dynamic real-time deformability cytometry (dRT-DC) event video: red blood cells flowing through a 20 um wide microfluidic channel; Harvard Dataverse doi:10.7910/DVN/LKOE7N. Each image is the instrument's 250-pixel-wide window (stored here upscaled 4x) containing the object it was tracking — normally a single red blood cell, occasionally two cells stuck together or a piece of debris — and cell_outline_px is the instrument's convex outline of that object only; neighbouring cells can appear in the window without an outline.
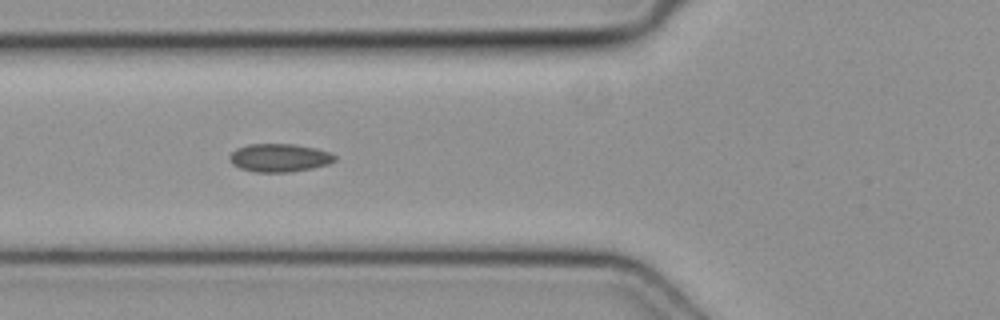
{"species": "common noctule bat (a hibernating species)", "species_latin": "Nyctalus noctula", "temperature_condition": "cold", "stored_images_in_passage": 34, "camera_frame_rate_fps": 3000, "um_per_image_px": 0.085, "animal": {"sex": "female", "body_mass_g": 19.3, "forearm_length_mm": 54.1}, "frame": {"image": 1, "passage_image": 3, "time_ms": 0.667, "image_size_px": [1000, 320], "cell_outline_px": [[336, 160], [328, 164], [312, 168], [292, 172], [256, 172], [240, 168], [232, 164], [228, 156], [236, 148], [248, 144], [296, 144], [316, 148], [332, 152], [336, 156]], "centroid_in_image_um": [23.77, 13.4], "position_along_channel_um": 102.0, "area_um2": 17.46}}
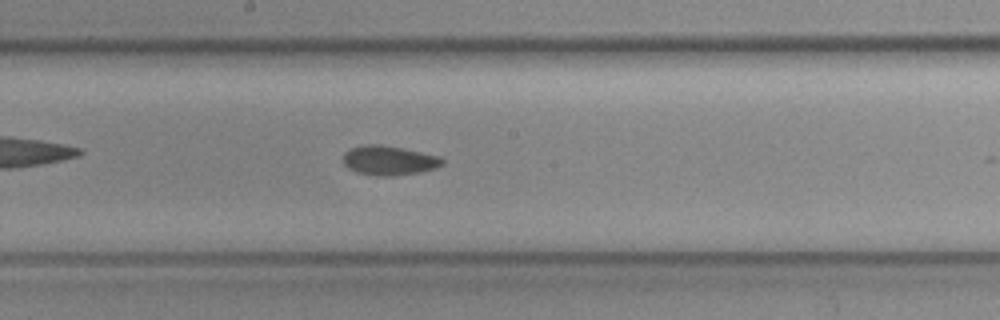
{"frame": {"image": 2, "passage_image": 11, "time_ms": 3.333, "image_size_px": [1000, 320], "cell_outline_px": [[444, 164], [436, 168], [420, 172], [392, 176], [376, 176], [356, 172], [348, 168], [344, 164], [344, 152], [352, 148], [368, 144], [380, 144], [440, 156], [444, 160]], "centroid_in_image_um": [33.08, 13.65], "position_along_channel_um": 215.1, "area_um2": 16.94}}
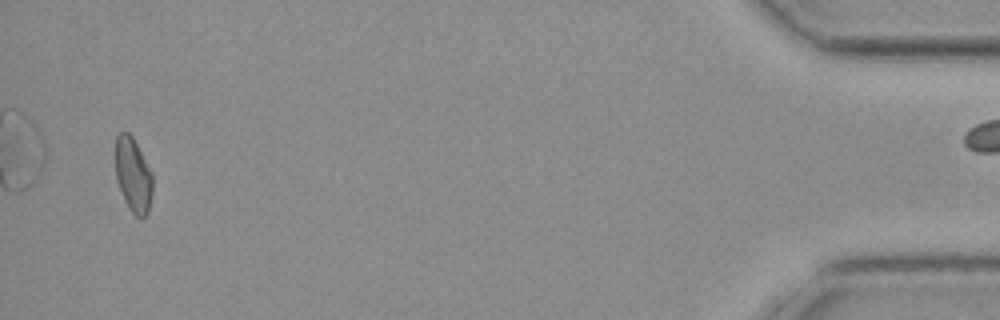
{"frame": {"image": 3, "passage_image": 32, "time_ms": 10.333, "image_size_px": [1000, 320], "cell_outline_px": [[152, 192], [148, 212], [140, 220], [128, 208], [124, 200], [116, 180], [116, 136], [120, 132], [128, 132], [132, 136], [152, 172]], "centroid_in_image_um": [11.32, 14.9], "position_along_channel_um": 423.9, "area_um2": 16.13}}